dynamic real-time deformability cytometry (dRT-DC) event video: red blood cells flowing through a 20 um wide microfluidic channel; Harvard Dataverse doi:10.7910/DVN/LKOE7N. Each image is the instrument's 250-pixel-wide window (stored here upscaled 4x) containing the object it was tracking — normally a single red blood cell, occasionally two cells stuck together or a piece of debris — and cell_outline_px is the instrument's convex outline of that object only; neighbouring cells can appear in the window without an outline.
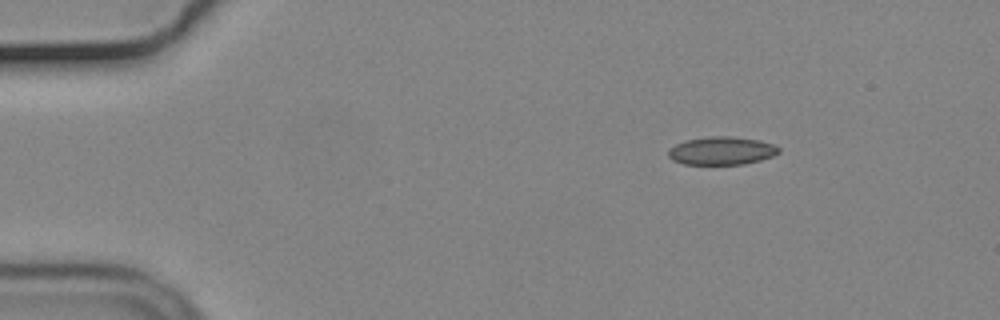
{"species": "common noctule bat (a hibernating species)", "species_latin": "Nyctalus noctula", "temperature_condition": "cold", "stored_images_in_passage": 12, "camera_frame_rate_fps": 3000, "um_per_image_px": 0.085, "animal": {"sex": "male", "body_mass_g": 19.2, "forearm_length_mm": 51.8}, "frame": {"image": 1, "passage_image": 1, "time_ms": 0.0, "image_size_px": [1000, 320], "cell_outline_px": [[780, 152], [772, 156], [760, 160], [744, 164], [684, 164], [672, 160], [668, 156], [668, 148], [676, 144], [688, 140], [708, 136], [732, 136], [760, 140], [772, 144], [780, 148]], "centroid_in_image_um": [61.33, 12.81], "position_along_channel_um": 23.7, "area_um2": 18.09}}
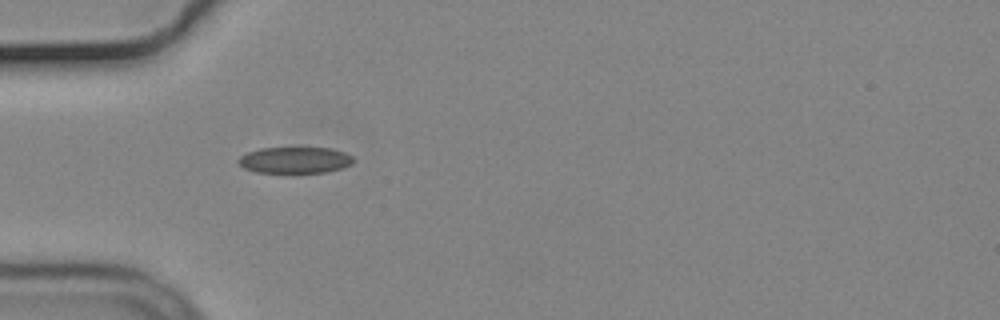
{"frame": {"image": 2, "passage_image": 10, "time_ms": 3.0, "image_size_px": [1000, 320], "cell_outline_px": [[356, 160], [352, 164], [340, 168], [324, 172], [256, 172], [244, 168], [236, 160], [240, 156], [248, 152], [260, 148], [332, 148], [344, 152], [352, 156]], "centroid_in_image_um": [25.07, 13.6], "position_along_channel_um": 59.9, "area_um2": 17.51}}